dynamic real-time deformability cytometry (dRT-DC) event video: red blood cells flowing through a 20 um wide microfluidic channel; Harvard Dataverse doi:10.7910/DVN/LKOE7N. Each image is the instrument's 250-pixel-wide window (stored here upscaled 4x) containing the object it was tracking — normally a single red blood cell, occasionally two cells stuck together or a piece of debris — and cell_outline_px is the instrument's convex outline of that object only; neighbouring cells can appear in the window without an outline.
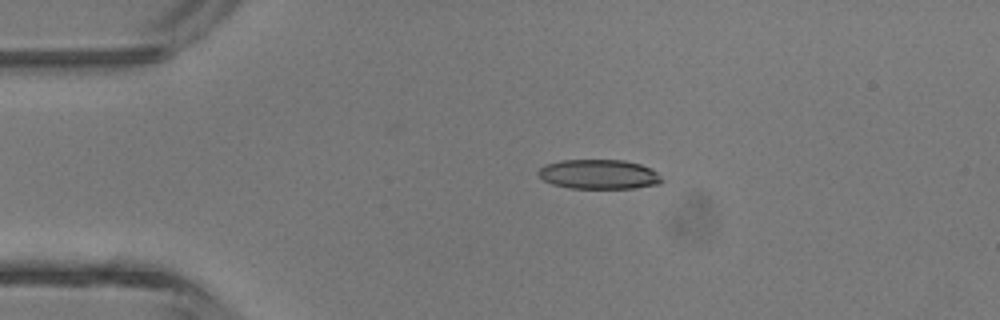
{"species": "common noctule bat (a hibernating species)", "species_latin": "Nyctalus noctula", "temperature_condition": "room temperature", "stored_images_in_passage": 4, "camera_frame_rate_fps": 3000, "um_per_image_px": 0.085, "animal": {"sex": "male", "body_mass_g": 13.3}, "frame": {"image": 1, "passage_image": 3, "time_ms": 2.333, "image_size_px": [1000, 320], "cell_outline_px": [[664, 180], [660, 184], [636, 188], [572, 188], [552, 184], [544, 180], [536, 172], [544, 164], [560, 160], [624, 160], [640, 164], [656, 172]], "centroid_in_image_um": [50.89, 14.81], "position_along_channel_um": 34.1, "area_um2": 21.27}}